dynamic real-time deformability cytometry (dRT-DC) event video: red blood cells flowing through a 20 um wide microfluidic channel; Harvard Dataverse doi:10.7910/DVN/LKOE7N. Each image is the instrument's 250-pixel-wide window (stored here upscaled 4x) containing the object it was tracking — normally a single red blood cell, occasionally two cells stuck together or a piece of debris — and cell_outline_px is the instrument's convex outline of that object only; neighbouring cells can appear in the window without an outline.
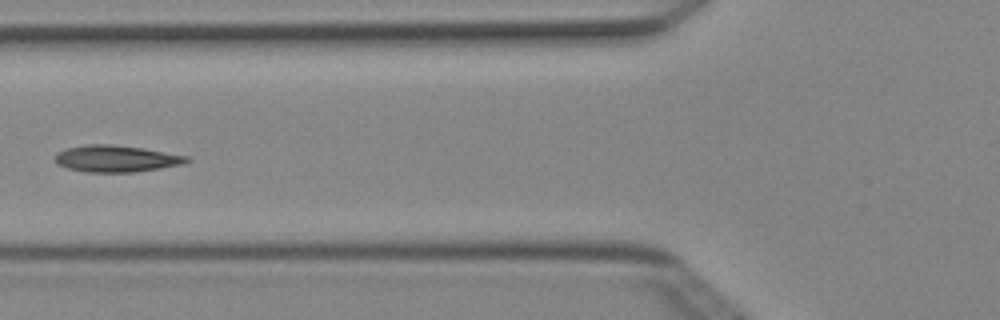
{"species": "Egyptian fruit bat (a non-hibernating species)", "species_latin": "Rousettus aegyptiacus", "temperature_condition": "cold", "stored_images_in_passage": 10, "camera_frame_rate_fps": 3000, "um_per_image_px": 0.085, "animal": {"sex": "female"}, "frame": {"image": 1, "passage_image": 6, "time_ms": 1.667, "image_size_px": [1000, 320], "cell_outline_px": [[192, 160], [184, 164], [160, 168], [132, 172], [84, 172], [68, 168], [56, 164], [56, 152], [68, 148], [88, 144], [112, 144], [144, 148], [188, 156]], "centroid_in_image_um": [9.9, 13.48], "position_along_channel_um": 115.9, "area_um2": 20.52}}
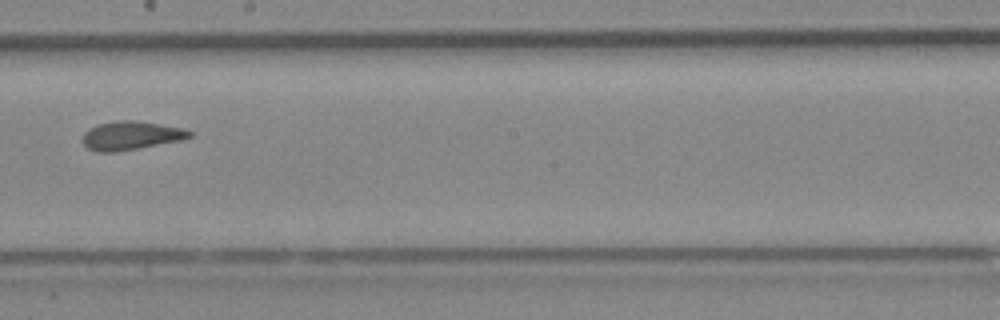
{"frame": {"image": 2, "passage_image": 9, "time_ms": 2.667, "image_size_px": [1000, 320], "cell_outline_px": [[192, 136], [184, 140], [116, 152], [96, 152], [88, 148], [80, 140], [84, 132], [88, 128], [100, 124], [116, 120], [132, 120], [184, 128], [192, 132]], "centroid_in_image_um": [11.11, 11.53], "position_along_channel_um": 237.1, "area_um2": 17.98}}
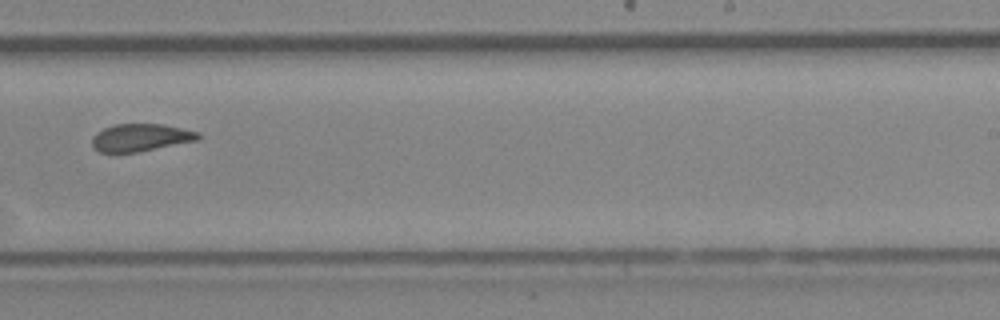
{"frame": {"image": 3, "passage_image": 10, "time_ms": 3.0, "image_size_px": [1000, 320], "cell_outline_px": [[200, 140], [136, 152], [100, 152], [92, 148], [92, 136], [96, 132], [112, 124], [164, 124], [200, 132]], "centroid_in_image_um": [11.95, 11.68], "position_along_channel_um": 277.0, "area_um2": 17.17}}